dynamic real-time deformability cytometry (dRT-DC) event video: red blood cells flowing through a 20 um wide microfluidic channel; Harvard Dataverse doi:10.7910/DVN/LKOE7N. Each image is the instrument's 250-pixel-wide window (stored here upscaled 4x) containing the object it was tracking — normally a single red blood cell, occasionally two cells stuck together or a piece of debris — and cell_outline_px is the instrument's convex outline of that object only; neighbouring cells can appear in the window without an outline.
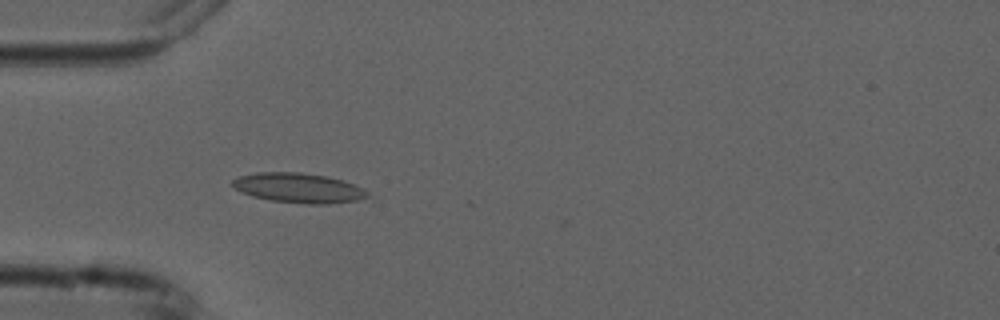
{"species": "common noctule bat (a hibernating species)", "species_latin": "Nyctalus noctula", "temperature_condition": "cold", "stored_images_in_passage": 6, "camera_frame_rate_fps": 3000, "um_per_image_px": 0.085, "animal": {"sex": "male", "forearm_length_mm": 52.5}, "frame": {"image": 1, "passage_image": 5, "time_ms": 4.667, "image_size_px": [1000, 320], "cell_outline_px": [[368, 196], [356, 200], [328, 204], [304, 204], [272, 200], [252, 196], [236, 188], [232, 184], [232, 180], [236, 176], [256, 172], [300, 172], [328, 176], [344, 180], [368, 192]], "centroid_in_image_um": [25.35, 15.96], "position_along_channel_um": 59.7, "area_um2": 23.29}}
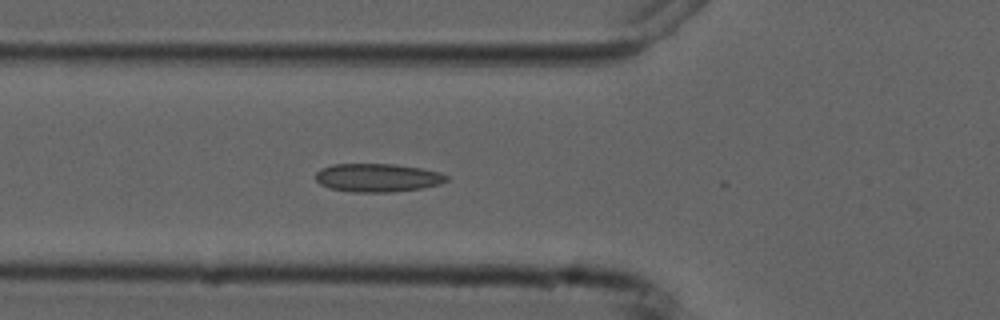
{"frame": {"image": 2, "passage_image": 6, "time_ms": 5.667, "image_size_px": [1000, 320], "cell_outline_px": [[448, 180], [440, 184], [424, 188], [392, 192], [352, 192], [328, 188], [320, 184], [316, 180], [316, 172], [320, 168], [332, 164], [396, 164], [420, 168], [440, 172], [448, 176]], "centroid_in_image_um": [32.09, 15.11], "position_along_channel_um": 93.7, "area_um2": 21.85}}